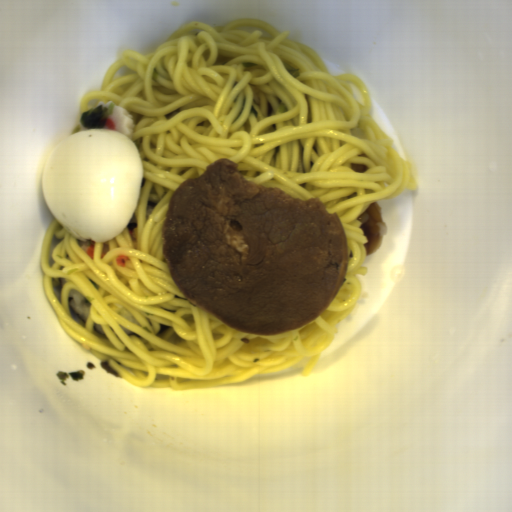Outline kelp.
I'll return each instance as SVG.
<instances>
[{"label":"kelp","instance_id":"obj_1","mask_svg":"<svg viewBox=\"0 0 512 512\" xmlns=\"http://www.w3.org/2000/svg\"><path fill=\"white\" fill-rule=\"evenodd\" d=\"M109 107L103 104L97 105L95 108H90L82 111L79 117V123L83 129L85 128H105L107 126L108 118L107 113Z\"/></svg>","mask_w":512,"mask_h":512}]
</instances>
